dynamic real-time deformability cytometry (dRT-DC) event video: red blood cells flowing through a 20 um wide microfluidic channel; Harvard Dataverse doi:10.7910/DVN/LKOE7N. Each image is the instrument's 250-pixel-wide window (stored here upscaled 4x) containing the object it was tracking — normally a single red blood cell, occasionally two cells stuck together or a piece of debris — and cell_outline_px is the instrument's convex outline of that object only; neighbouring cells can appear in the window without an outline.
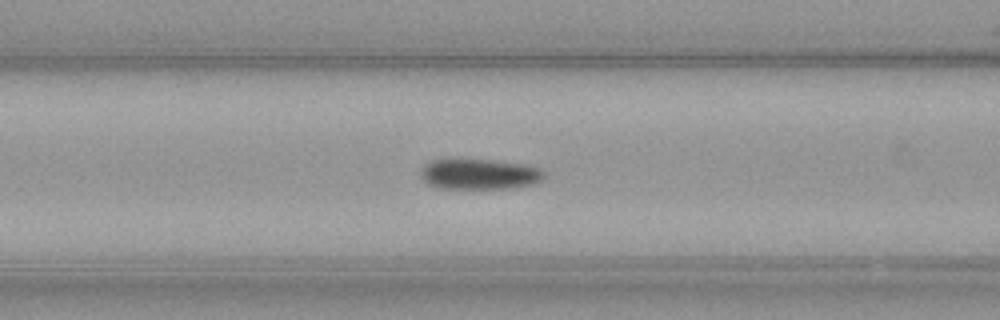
{"species": "common noctule bat (a hibernating species)", "species_latin": "Nyctalus noctula", "temperature_condition": "warm", "stored_images_in_passage": 36, "camera_frame_rate_fps": 3000, "um_per_image_px": 0.085, "animal": {"sex": "female", "body_mass_g": 21.9}, "frame": {"image": 1, "passage_image": 5, "time_ms": 1.333, "image_size_px": [1000, 320], "cell_outline_px": [[544, 176], [536, 184], [516, 188], [440, 188], [428, 184], [420, 176], [420, 168], [424, 164], [432, 160], [444, 156], [492, 160], [524, 164], [540, 168], [544, 172]], "centroid_in_image_um": [40.68, 14.76], "position_along_channel_um": 125.9, "area_um2": 22.83}}
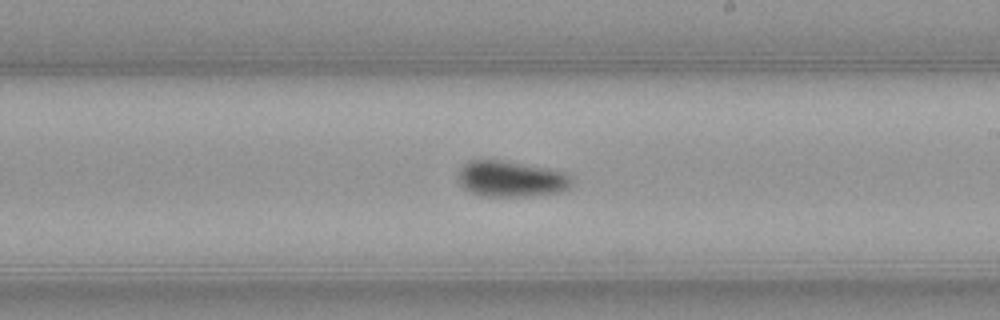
{"frame": {"image": 2, "passage_image": 14, "time_ms": 4.333, "image_size_px": [1000, 320], "cell_outline_px": [[572, 184], [568, 188], [560, 192], [532, 196], [480, 196], [468, 192], [460, 184], [456, 176], [460, 168], [468, 160], [500, 160], [548, 168], [564, 172], [572, 176]], "centroid_in_image_um": [43.41, 15.21], "position_along_channel_um": 245.6, "area_um2": 24.1}}
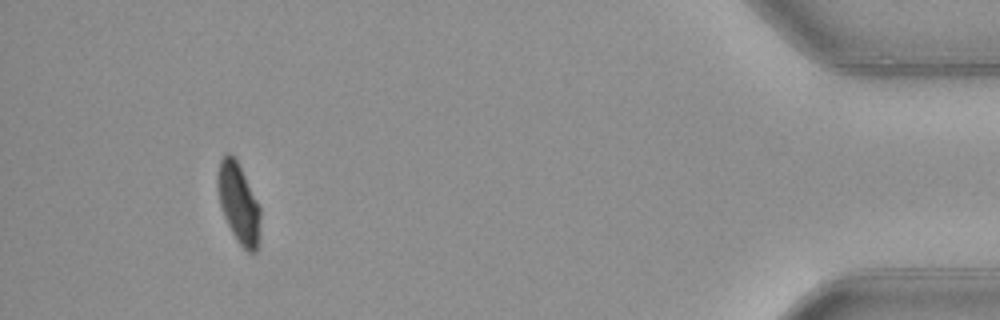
{"frame": {"image": 3, "passage_image": 32, "time_ms": 10.333, "image_size_px": [1000, 320], "cell_outline_px": [[260, 220], [256, 252], [248, 252], [236, 240], [224, 216], [220, 204], [220, 160], [228, 152], [236, 160], [260, 204]], "centroid_in_image_um": [20.33, 17.33], "position_along_channel_um": 414.9, "area_um2": 18.96}}